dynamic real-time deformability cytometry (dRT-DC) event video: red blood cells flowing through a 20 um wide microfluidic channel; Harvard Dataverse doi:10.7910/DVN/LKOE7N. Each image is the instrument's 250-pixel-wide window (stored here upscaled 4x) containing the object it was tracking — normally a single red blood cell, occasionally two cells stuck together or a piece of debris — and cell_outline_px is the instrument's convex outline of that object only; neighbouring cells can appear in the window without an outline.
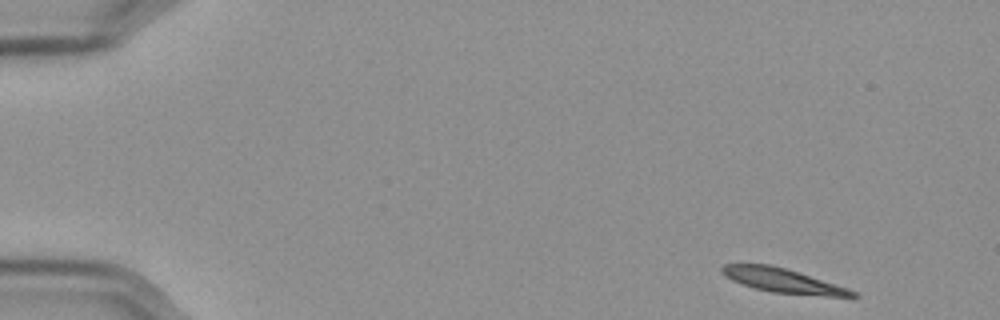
{"species": "Egyptian fruit bat (a non-hibernating species)", "species_latin": "Rousettus aegyptiacus", "temperature_condition": "cold", "stored_images_in_passage": 53, "camera_frame_rate_fps": 3000, "um_per_image_px": 0.085, "frame": {"image": 1, "passage_image": 1, "time_ms": 0.0, "image_size_px": [1000, 320], "cell_outline_px": [[860, 296], [824, 296], [772, 292], [756, 288], [732, 280], [724, 276], [720, 272], [720, 268], [724, 264], [768, 264], [784, 268], [848, 288], [856, 292]], "centroid_in_image_um": [66.5, 23.84], "position_along_channel_um": 18.5, "area_um2": 18.03}}
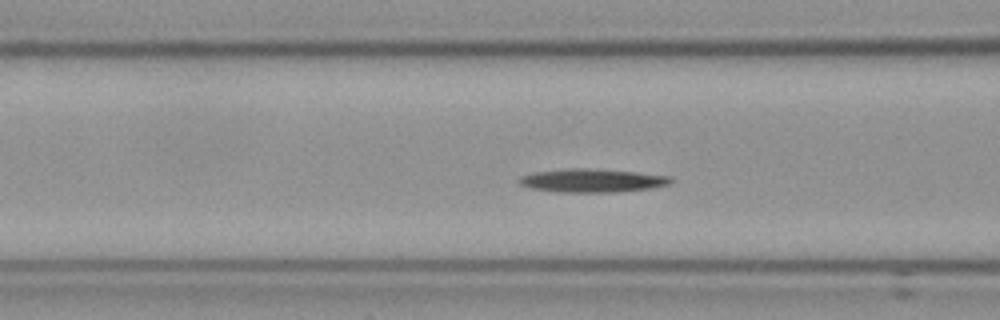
{"frame": {"image": 2, "passage_image": 19, "time_ms": 6.0, "image_size_px": [1000, 320], "cell_outline_px": [[672, 184], [652, 188], [616, 192], [556, 192], [528, 188], [520, 184], [520, 176], [536, 172], [636, 172], [672, 176]], "centroid_in_image_um": [50.44, 15.43], "position_along_channel_um": 116.2, "area_um2": 19.07}}
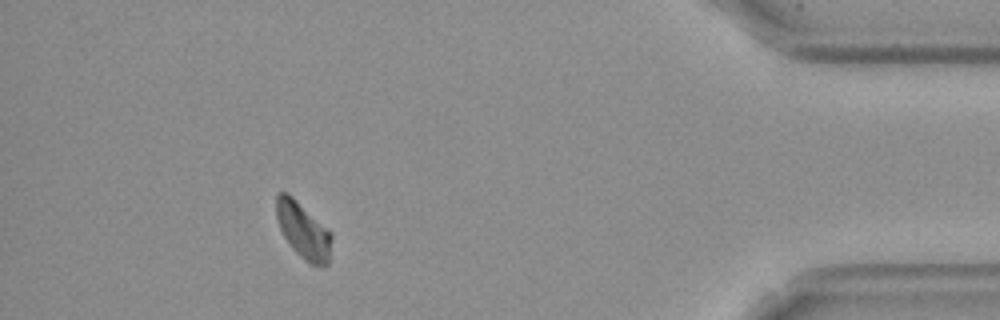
{"frame": {"image": 3, "passage_image": 48, "time_ms": 15.667, "image_size_px": [1000, 320], "cell_outline_px": [[332, 240], [328, 264], [312, 264], [304, 260], [292, 248], [284, 236], [280, 228], [276, 216], [276, 196], [280, 192], [288, 192], [328, 228], [332, 232]], "centroid_in_image_um": [25.78, 19.56], "position_along_channel_um": 409.4, "area_um2": 18.03}, "authors_computed_cell_mechanics": {"area_um2": 19.1896, "velocity_mm_per_s": 3.5395, "shape_relaxation_time_tau1_ms": null, "shape_relaxation_time_tau2_ms": 5.6531, "deformation_change_tau1": null, "deformation_change_tau2": 0.099}}